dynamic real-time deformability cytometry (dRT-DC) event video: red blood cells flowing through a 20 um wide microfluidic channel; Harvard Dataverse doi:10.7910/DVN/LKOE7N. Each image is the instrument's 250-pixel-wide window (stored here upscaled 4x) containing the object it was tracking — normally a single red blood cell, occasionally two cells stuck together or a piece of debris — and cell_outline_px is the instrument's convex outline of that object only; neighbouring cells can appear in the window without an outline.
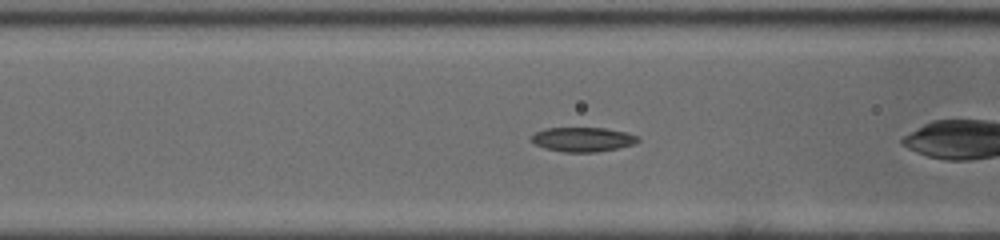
{"species": "common noctule bat (a hibernating species)", "species_latin": "Nyctalus noctula", "temperature_condition": "cold", "stored_images_in_passage": 26, "camera_frame_rate_fps": 3000, "um_per_image_px": 0.085, "animal": {"sex": "male", "body_mass_g": 19.0, "forearm_length_mm": 50.8}, "frame": {"image": 1, "passage_image": 5, "time_ms": 1.333, "image_size_px": [1000, 240], "cell_outline_px": [[640, 140], [632, 144], [616, 148], [596, 152], [564, 152], [544, 148], [532, 144], [532, 136], [536, 132], [544, 128], [604, 128], [624, 132], [636, 136]], "centroid_in_image_um": [49.47, 11.85], "position_along_channel_um": 117.1, "area_um2": 14.97}}
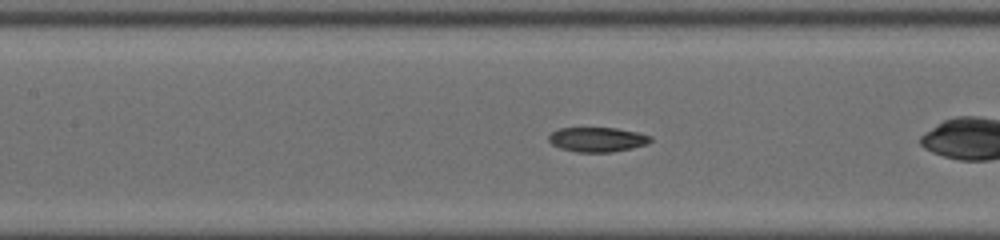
{"frame": {"image": 2, "passage_image": 8, "time_ms": 2.333, "image_size_px": [1000, 240], "cell_outline_px": [[652, 140], [648, 144], [632, 148], [612, 152], [576, 152], [560, 148], [552, 144], [548, 140], [548, 136], [552, 132], [560, 128], [616, 128], [636, 132], [652, 136]], "centroid_in_image_um": [50.78, 11.86], "position_along_channel_um": 156.6, "area_um2": 14.62}}